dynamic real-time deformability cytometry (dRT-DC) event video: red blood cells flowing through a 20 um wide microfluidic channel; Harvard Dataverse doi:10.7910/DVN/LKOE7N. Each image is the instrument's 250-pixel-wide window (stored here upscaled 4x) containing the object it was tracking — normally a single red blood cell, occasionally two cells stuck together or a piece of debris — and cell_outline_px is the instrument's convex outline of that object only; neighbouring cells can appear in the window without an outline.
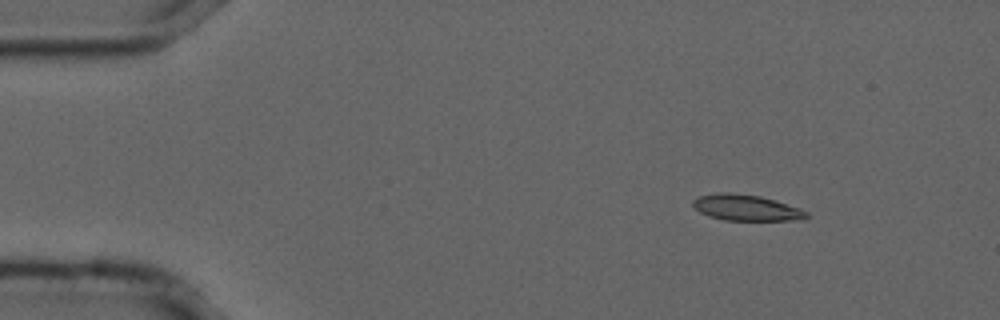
{"species": "common noctule bat (a hibernating species)", "species_latin": "Nyctalus noctula", "temperature_condition": "cold", "stored_images_in_passage": 50, "camera_frame_rate_fps": 3000, "um_per_image_px": 0.085, "animal": {"sex": "male", "forearm_length_mm": 52.5}, "frame": {"image": 1, "passage_image": 1, "time_ms": 0.0, "image_size_px": [1000, 320], "cell_outline_px": [[808, 216], [804, 220], [724, 220], [708, 216], [692, 208], [692, 200], [700, 196], [716, 192], [728, 192], [760, 196], [776, 200], [800, 208], [808, 212]], "centroid_in_image_um": [63.41, 17.65], "position_along_channel_um": 21.6, "area_um2": 17.4}}
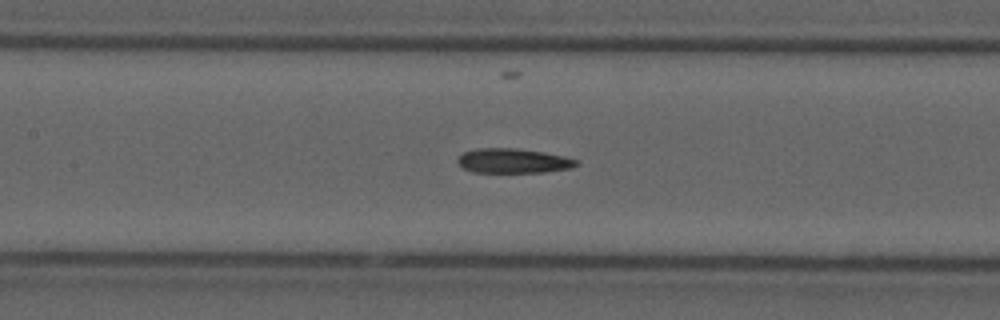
{"frame": {"image": 2, "passage_image": 19, "time_ms": 6.0, "image_size_px": [1000, 320], "cell_outline_px": [[580, 164], [572, 168], [544, 172], [472, 172], [464, 168], [456, 160], [464, 152], [476, 148], [516, 148], [544, 152], [564, 156], [580, 160]], "centroid_in_image_um": [43.68, 13.67], "position_along_channel_um": 163.7, "area_um2": 17.11}}
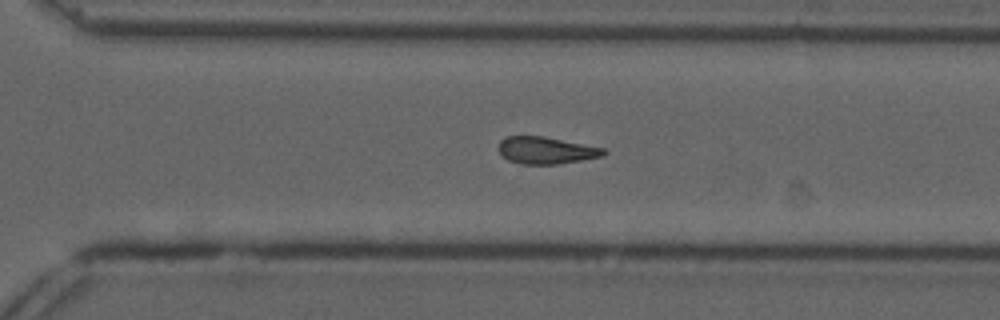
{"frame": {"image": 3, "passage_image": 32, "time_ms": 10.333, "image_size_px": [1000, 320], "cell_outline_px": [[608, 152], [604, 156], [560, 164], [520, 164], [508, 160], [500, 152], [500, 140], [504, 136], [544, 136], [604, 148]], "centroid_in_image_um": [46.45, 12.78], "position_along_channel_um": 324.2, "area_um2": 16.59}}